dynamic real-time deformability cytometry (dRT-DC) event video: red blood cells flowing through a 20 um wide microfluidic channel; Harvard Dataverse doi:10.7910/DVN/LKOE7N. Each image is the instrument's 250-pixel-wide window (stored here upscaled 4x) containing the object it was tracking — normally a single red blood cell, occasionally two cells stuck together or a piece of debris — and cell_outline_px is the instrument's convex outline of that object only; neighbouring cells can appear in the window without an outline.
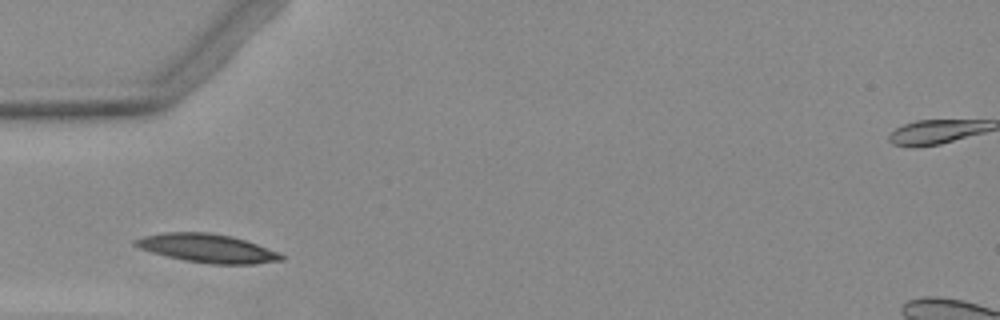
{"species": "Egyptian fruit bat (a non-hibernating species)", "species_latin": "Rousettus aegyptiacus", "temperature_condition": "warm", "stored_images_in_passage": 4, "camera_frame_rate_fps": 3000, "um_per_image_px": 0.085, "animal": {"sex": "female"}, "frame": {"image": 1, "passage_image": 3, "time_ms": 2.667, "image_size_px": [1000, 320], "cell_outline_px": [[284, 260], [252, 264], [212, 264], [184, 260], [152, 252], [140, 248], [132, 244], [132, 240], [144, 236], [164, 232], [208, 232], [232, 236], [280, 252], [284, 256]], "centroid_in_image_um": [17.62, 21.1], "position_along_channel_um": 67.4, "area_um2": 24.22}}